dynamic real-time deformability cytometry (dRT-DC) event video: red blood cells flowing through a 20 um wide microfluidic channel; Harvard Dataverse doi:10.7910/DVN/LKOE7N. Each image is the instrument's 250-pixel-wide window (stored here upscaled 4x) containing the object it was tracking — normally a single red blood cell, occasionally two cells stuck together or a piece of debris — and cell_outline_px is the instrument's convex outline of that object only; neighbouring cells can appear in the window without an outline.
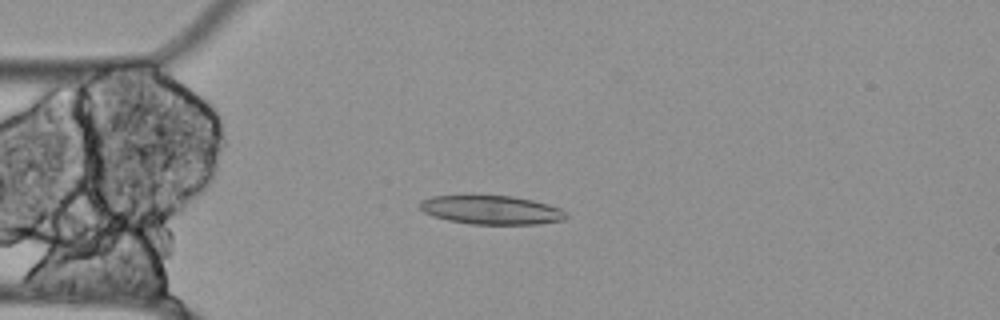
{"species": "Egyptian fruit bat (a non-hibernating species)", "species_latin": "Rousettus aegyptiacus", "temperature_condition": "cold", "stored_images_in_passage": 33, "camera_frame_rate_fps": 3000, "um_per_image_px": 0.085, "animal": {"sex": "female"}, "frame": {"image": 1, "passage_image": 4, "time_ms": 1.0, "image_size_px": [1000, 320], "cell_outline_px": [[568, 216], [564, 220], [536, 224], [472, 224], [448, 220], [432, 216], [424, 212], [420, 208], [420, 200], [432, 196], [512, 196], [532, 200], [548, 204], [560, 208]], "centroid_in_image_um": [41.76, 17.85], "position_along_channel_um": 43.2, "area_um2": 24.39}}
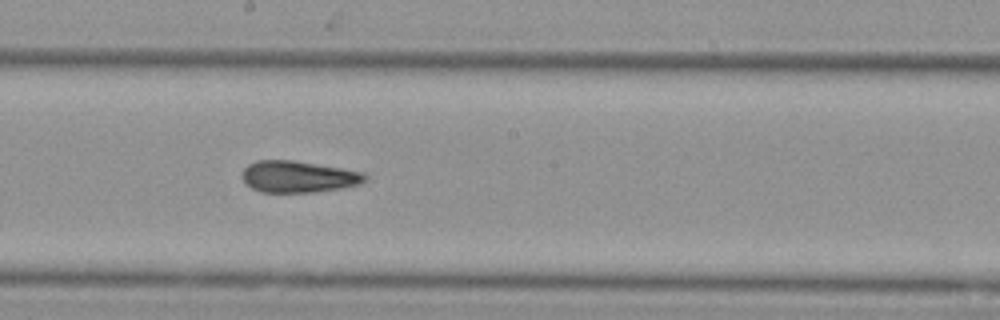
{"frame": {"image": 2, "passage_image": 20, "time_ms": 6.333, "image_size_px": [1000, 320], "cell_outline_px": [[368, 180], [360, 184], [340, 188], [312, 192], [260, 192], [252, 188], [240, 176], [240, 172], [248, 164], [256, 160], [292, 160], [364, 172], [368, 176]], "centroid_in_image_um": [25.34, 15.01], "position_along_channel_um": 222.9, "area_um2": 22.66}}
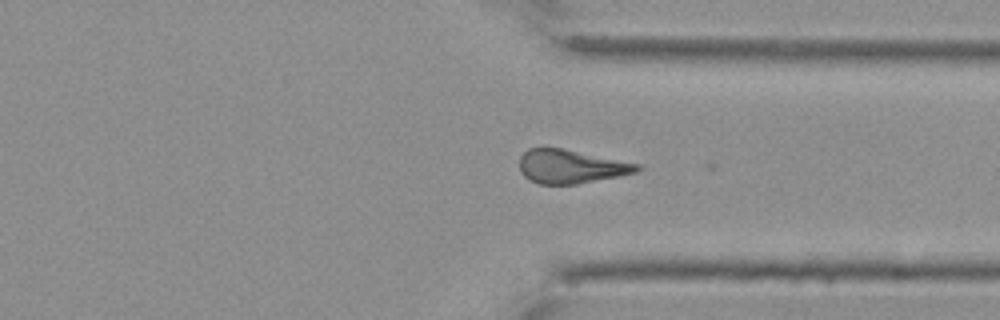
{"frame": {"image": 3, "passage_image": 32, "time_ms": 10.333, "image_size_px": [1000, 320], "cell_outline_px": [[640, 168], [636, 172], [576, 184], [540, 184], [528, 180], [520, 172], [520, 156], [528, 148], [564, 148], [640, 164]], "centroid_in_image_um": [48.48, 14.14], "position_along_channel_um": 362.9, "area_um2": 22.95}, "authors_computed_cell_mechanics": {"area_um2": 23.0622, "velocity_mm_per_s": 3.4976, "shape_relaxation_time_tau1_ms": null, "shape_relaxation_time_tau2_ms": 8.2154, "deformation_change_tau1": null, "deformation_change_tau2": 0.1689}}